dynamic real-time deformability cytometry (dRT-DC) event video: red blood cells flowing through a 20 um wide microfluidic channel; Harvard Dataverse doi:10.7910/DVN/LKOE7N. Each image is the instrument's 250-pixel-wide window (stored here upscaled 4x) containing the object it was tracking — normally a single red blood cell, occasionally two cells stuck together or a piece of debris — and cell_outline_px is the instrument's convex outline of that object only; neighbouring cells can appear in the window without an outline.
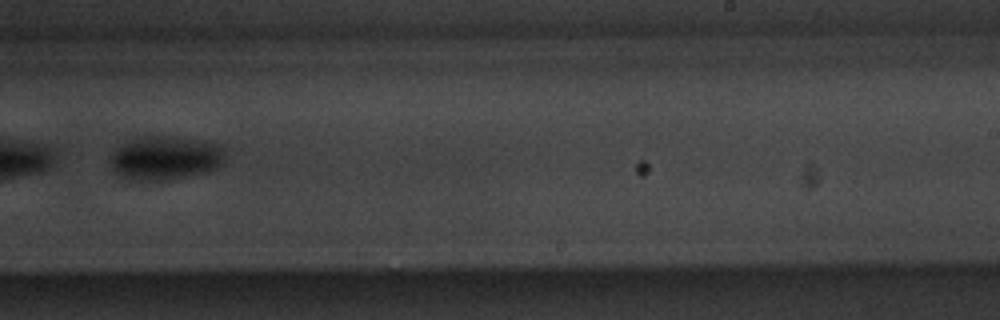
{"species": "common noctule bat (a hibernating species)", "species_latin": "Nyctalus noctula", "temperature_condition": "warm", "stored_images_in_passage": 9, "camera_frame_rate_fps": 3000, "um_per_image_px": 0.085, "animal": {"sex": "male", "body_mass_g": 20.1, "forearm_length_mm": 53.5}, "frame": {"image": 1, "passage_image": 9, "time_ms": 9.333, "image_size_px": [1000, 320], "cell_outline_px": [[224, 164], [208, 172], [164, 180], [132, 180], [120, 176], [112, 168], [112, 152], [116, 148], [132, 140], [144, 136], [168, 136], [200, 140], [216, 144], [220, 148], [224, 156]], "centroid_in_image_um": [14.06, 13.43], "position_along_channel_um": 274.9, "area_um2": 28.9}}